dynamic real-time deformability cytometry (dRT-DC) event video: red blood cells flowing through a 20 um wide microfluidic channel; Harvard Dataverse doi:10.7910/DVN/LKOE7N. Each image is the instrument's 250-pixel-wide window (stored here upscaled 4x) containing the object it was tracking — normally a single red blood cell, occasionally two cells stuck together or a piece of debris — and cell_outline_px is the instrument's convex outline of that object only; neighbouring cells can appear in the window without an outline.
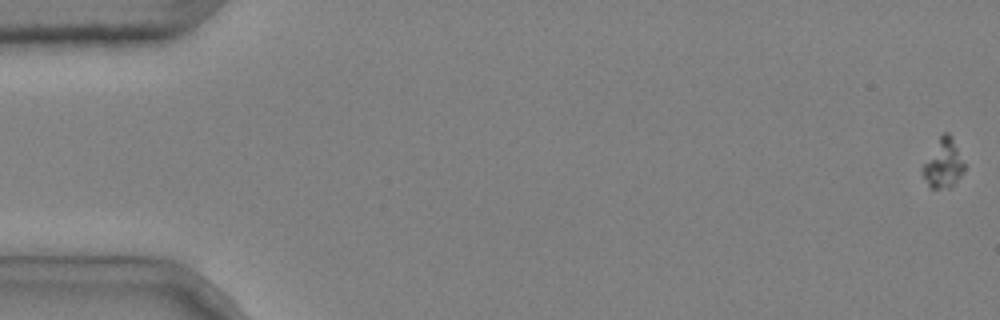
{"species": "common noctule bat (a hibernating species)", "species_latin": "Nyctalus noctula", "temperature_condition": "cold", "stored_images_in_passage": 5, "camera_frame_rate_fps": 3000, "um_per_image_px": 0.085, "animal": {"sex": "male", "body_mass_g": 20.4}, "frame": {"image": 1, "passage_image": 1, "time_ms": 0.0, "image_size_px": [1000, 320], "cell_outline_px": [[964, 172], [948, 188], [932, 188], [928, 184], [924, 176], [924, 164], [940, 136], [944, 132], [948, 132], [952, 136], [964, 164]], "centroid_in_image_um": [80.21, 13.89], "position_along_channel_um": 4.8, "area_um2": 11.21}}
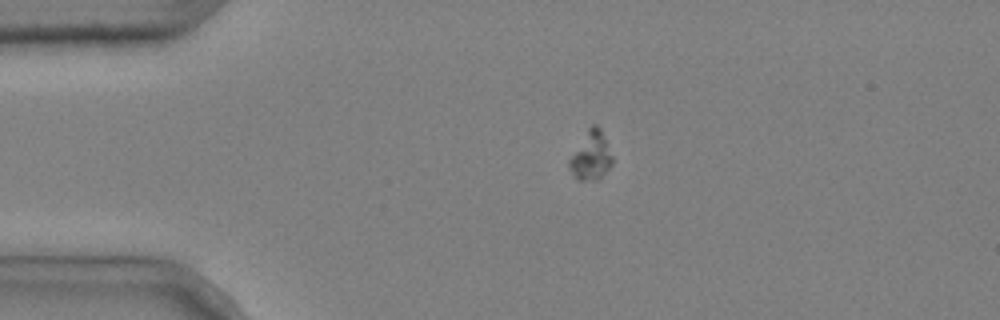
{"frame": {"image": 2, "passage_image": 4, "time_ms": 1.0, "image_size_px": [1000, 320], "cell_outline_px": [[612, 164], [596, 180], [576, 180], [568, 168], [568, 160], [588, 128], [592, 124], [596, 124], [600, 128], [612, 156]], "centroid_in_image_um": [50.19, 13.25], "position_along_channel_um": 34.8, "area_um2": 11.96}}